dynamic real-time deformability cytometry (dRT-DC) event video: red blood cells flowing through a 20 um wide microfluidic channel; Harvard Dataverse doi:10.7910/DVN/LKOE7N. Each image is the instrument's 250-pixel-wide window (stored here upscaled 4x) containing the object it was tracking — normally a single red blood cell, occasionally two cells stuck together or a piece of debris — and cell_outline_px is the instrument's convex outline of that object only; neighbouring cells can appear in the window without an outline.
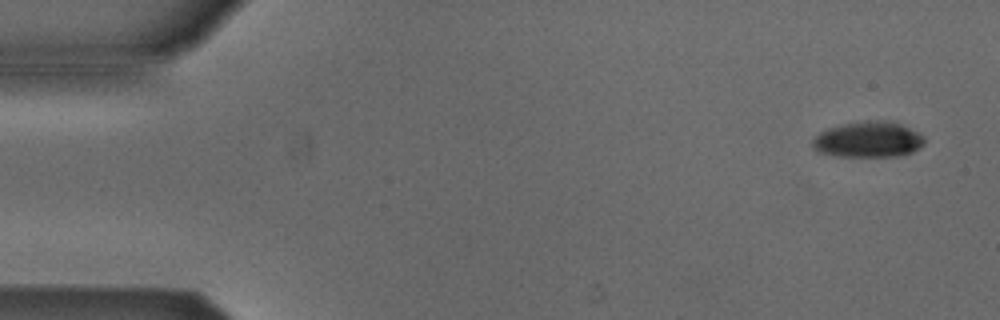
{"species": "Egyptian fruit bat (a non-hibernating species)", "species_latin": "Rousettus aegyptiacus", "temperature_condition": "cold", "stored_images_in_passage": 7, "camera_frame_rate_fps": 3000, "um_per_image_px": 0.085, "animal": {"sex": "male"}, "frame": {"image": 1, "passage_image": 1, "time_ms": 0.0, "image_size_px": [1000, 320], "cell_outline_px": [[924, 144], [920, 148], [912, 152], [900, 156], [836, 156], [816, 152], [812, 148], [812, 140], [820, 132], [828, 128], [844, 124], [876, 120], [900, 124], [924, 136]], "centroid_in_image_um": [73.77, 11.89], "position_along_channel_um": 11.2, "area_um2": 23.12}}
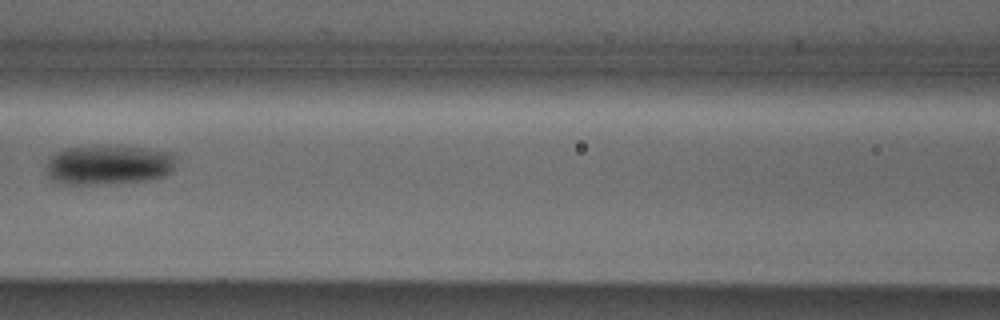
{"frame": {"image": 2, "passage_image": 6, "time_ms": 7.0, "image_size_px": [1000, 320], "cell_outline_px": [[172, 168], [164, 176], [144, 180], [88, 184], [64, 184], [48, 176], [48, 160], [56, 152], [64, 148], [96, 144], [116, 144], [144, 148], [168, 152], [172, 156]], "centroid_in_image_um": [9.16, 13.96], "position_along_channel_um": 157.4, "area_um2": 29.77}}
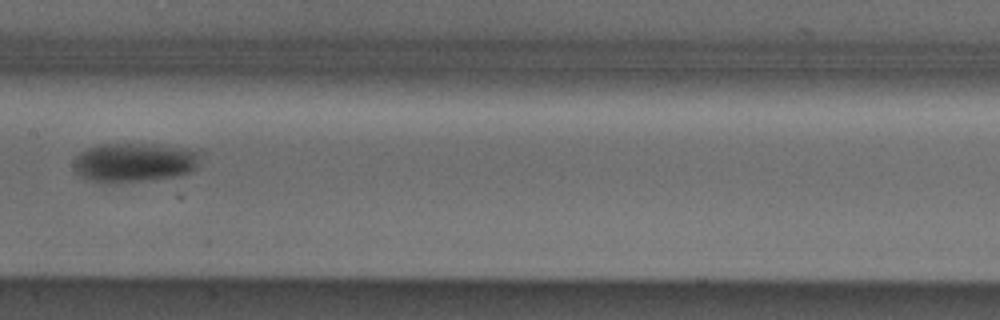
{"frame": {"image": 3, "passage_image": 7, "time_ms": 8.0, "image_size_px": [1000, 320], "cell_outline_px": [[200, 152], [196, 168], [188, 172], [176, 176], [148, 180], [92, 180], [76, 172], [76, 156], [80, 152], [96, 144], [160, 144], [200, 148]], "centroid_in_image_um": [11.55, 13.73], "position_along_channel_um": 195.9, "area_um2": 28.38}}